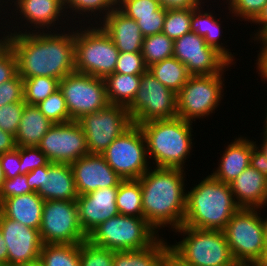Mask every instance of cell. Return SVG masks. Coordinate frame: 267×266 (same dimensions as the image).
<instances>
[{"mask_svg": "<svg viewBox=\"0 0 267 266\" xmlns=\"http://www.w3.org/2000/svg\"><path fill=\"white\" fill-rule=\"evenodd\" d=\"M67 25L70 30L53 33H3L16 55L22 78L46 76L62 80L75 71V26Z\"/></svg>", "mask_w": 267, "mask_h": 266, "instance_id": "obj_1", "label": "cell"}, {"mask_svg": "<svg viewBox=\"0 0 267 266\" xmlns=\"http://www.w3.org/2000/svg\"><path fill=\"white\" fill-rule=\"evenodd\" d=\"M185 176L184 169L150 167L138 179L143 217L157 232L167 226L174 231L183 225L187 191Z\"/></svg>", "mask_w": 267, "mask_h": 266, "instance_id": "obj_2", "label": "cell"}, {"mask_svg": "<svg viewBox=\"0 0 267 266\" xmlns=\"http://www.w3.org/2000/svg\"><path fill=\"white\" fill-rule=\"evenodd\" d=\"M239 209L230 184L216 180L209 174L186 192L182 226L223 231Z\"/></svg>", "mask_w": 267, "mask_h": 266, "instance_id": "obj_3", "label": "cell"}, {"mask_svg": "<svg viewBox=\"0 0 267 266\" xmlns=\"http://www.w3.org/2000/svg\"><path fill=\"white\" fill-rule=\"evenodd\" d=\"M153 167L185 169L194 146L193 124L180 117L149 121L139 125ZM155 161V162H154Z\"/></svg>", "mask_w": 267, "mask_h": 266, "instance_id": "obj_4", "label": "cell"}, {"mask_svg": "<svg viewBox=\"0 0 267 266\" xmlns=\"http://www.w3.org/2000/svg\"><path fill=\"white\" fill-rule=\"evenodd\" d=\"M88 26L75 28V71L104 79L114 73L119 50L99 24Z\"/></svg>", "mask_w": 267, "mask_h": 266, "instance_id": "obj_5", "label": "cell"}, {"mask_svg": "<svg viewBox=\"0 0 267 266\" xmlns=\"http://www.w3.org/2000/svg\"><path fill=\"white\" fill-rule=\"evenodd\" d=\"M159 237L144 217L121 214L102 222L87 235L91 243L114 251L144 249Z\"/></svg>", "mask_w": 267, "mask_h": 266, "instance_id": "obj_6", "label": "cell"}, {"mask_svg": "<svg viewBox=\"0 0 267 266\" xmlns=\"http://www.w3.org/2000/svg\"><path fill=\"white\" fill-rule=\"evenodd\" d=\"M173 232L184 237L170 246L194 266H224L235 262L223 231L181 226Z\"/></svg>", "mask_w": 267, "mask_h": 266, "instance_id": "obj_7", "label": "cell"}, {"mask_svg": "<svg viewBox=\"0 0 267 266\" xmlns=\"http://www.w3.org/2000/svg\"><path fill=\"white\" fill-rule=\"evenodd\" d=\"M260 210L240 208L223 230L236 262L257 264L263 257L266 246Z\"/></svg>", "mask_w": 267, "mask_h": 266, "instance_id": "obj_8", "label": "cell"}, {"mask_svg": "<svg viewBox=\"0 0 267 266\" xmlns=\"http://www.w3.org/2000/svg\"><path fill=\"white\" fill-rule=\"evenodd\" d=\"M224 72L211 75H190L177 93V117L192 122L215 113L224 100Z\"/></svg>", "mask_w": 267, "mask_h": 266, "instance_id": "obj_9", "label": "cell"}, {"mask_svg": "<svg viewBox=\"0 0 267 266\" xmlns=\"http://www.w3.org/2000/svg\"><path fill=\"white\" fill-rule=\"evenodd\" d=\"M108 165L123 179H139L151 166L144 134L133 124L102 154Z\"/></svg>", "mask_w": 267, "mask_h": 266, "instance_id": "obj_10", "label": "cell"}, {"mask_svg": "<svg viewBox=\"0 0 267 266\" xmlns=\"http://www.w3.org/2000/svg\"><path fill=\"white\" fill-rule=\"evenodd\" d=\"M177 94L159 82L149 71L141 75L140 87L127 108L135 125L177 117Z\"/></svg>", "mask_w": 267, "mask_h": 266, "instance_id": "obj_11", "label": "cell"}, {"mask_svg": "<svg viewBox=\"0 0 267 266\" xmlns=\"http://www.w3.org/2000/svg\"><path fill=\"white\" fill-rule=\"evenodd\" d=\"M77 121L86 136L89 154H103L117 137L133 125L127 108L113 104L85 114Z\"/></svg>", "mask_w": 267, "mask_h": 266, "instance_id": "obj_12", "label": "cell"}, {"mask_svg": "<svg viewBox=\"0 0 267 266\" xmlns=\"http://www.w3.org/2000/svg\"><path fill=\"white\" fill-rule=\"evenodd\" d=\"M69 115L77 121L83 115L104 109L110 103L107 98L104 79L85 73L72 72L59 83Z\"/></svg>", "mask_w": 267, "mask_h": 266, "instance_id": "obj_13", "label": "cell"}, {"mask_svg": "<svg viewBox=\"0 0 267 266\" xmlns=\"http://www.w3.org/2000/svg\"><path fill=\"white\" fill-rule=\"evenodd\" d=\"M7 3H8L7 4L8 8L5 7L7 10L6 12L7 13L9 12L8 9L10 10L12 9V8H9L10 6L13 7V10H14V11L13 10L11 11L12 15H9V13L7 14L10 18L12 16L11 21L13 17H16L14 18V22L16 23H18L19 19H21L19 23L21 24V22L23 21L25 23L23 22V24H21L20 27L21 29H23L24 27L25 28L21 30L18 24L16 28V26H12L13 24H11L12 22L10 21L8 22V24L11 25L10 29H12V27L13 29L11 31L9 29H6L7 31L4 30L5 32L2 31L1 37L3 33H22V32L30 33V32H45V31L53 32L57 30L60 31L62 27H63L62 30L68 28V26H66V20H64L65 17L67 16L65 9H64V0H7ZM13 12L16 14V16H14L15 14ZM15 19L18 20V22ZM63 24H65V26ZM58 25H61L62 27L59 26L60 27L59 28ZM14 28H16V30ZM27 28H29V30Z\"/></svg>", "mask_w": 267, "mask_h": 266, "instance_id": "obj_14", "label": "cell"}, {"mask_svg": "<svg viewBox=\"0 0 267 266\" xmlns=\"http://www.w3.org/2000/svg\"><path fill=\"white\" fill-rule=\"evenodd\" d=\"M39 231L43 244H76L87 239L78 220L76 201H45Z\"/></svg>", "mask_w": 267, "mask_h": 266, "instance_id": "obj_15", "label": "cell"}, {"mask_svg": "<svg viewBox=\"0 0 267 266\" xmlns=\"http://www.w3.org/2000/svg\"><path fill=\"white\" fill-rule=\"evenodd\" d=\"M173 57L186 66L190 75L219 74L234 65L192 31L174 40Z\"/></svg>", "mask_w": 267, "mask_h": 266, "instance_id": "obj_16", "label": "cell"}, {"mask_svg": "<svg viewBox=\"0 0 267 266\" xmlns=\"http://www.w3.org/2000/svg\"><path fill=\"white\" fill-rule=\"evenodd\" d=\"M37 147L51 163L71 164L89 154L83 129L74 120L53 124Z\"/></svg>", "mask_w": 267, "mask_h": 266, "instance_id": "obj_17", "label": "cell"}, {"mask_svg": "<svg viewBox=\"0 0 267 266\" xmlns=\"http://www.w3.org/2000/svg\"><path fill=\"white\" fill-rule=\"evenodd\" d=\"M0 230L8 250L7 266H17L40 258L43 242L39 230L11 220L1 212Z\"/></svg>", "mask_w": 267, "mask_h": 266, "instance_id": "obj_18", "label": "cell"}, {"mask_svg": "<svg viewBox=\"0 0 267 266\" xmlns=\"http://www.w3.org/2000/svg\"><path fill=\"white\" fill-rule=\"evenodd\" d=\"M70 165L78 195L104 187H118L123 180L108 165L102 154H87Z\"/></svg>", "mask_w": 267, "mask_h": 266, "instance_id": "obj_19", "label": "cell"}, {"mask_svg": "<svg viewBox=\"0 0 267 266\" xmlns=\"http://www.w3.org/2000/svg\"><path fill=\"white\" fill-rule=\"evenodd\" d=\"M117 191L118 187H104L78 196V220L86 235L102 222L119 214Z\"/></svg>", "mask_w": 267, "mask_h": 266, "instance_id": "obj_20", "label": "cell"}, {"mask_svg": "<svg viewBox=\"0 0 267 266\" xmlns=\"http://www.w3.org/2000/svg\"><path fill=\"white\" fill-rule=\"evenodd\" d=\"M99 25L111 37L119 52H142L144 36L137 22L118 8L112 10Z\"/></svg>", "mask_w": 267, "mask_h": 266, "instance_id": "obj_21", "label": "cell"}, {"mask_svg": "<svg viewBox=\"0 0 267 266\" xmlns=\"http://www.w3.org/2000/svg\"><path fill=\"white\" fill-rule=\"evenodd\" d=\"M240 208L262 209L267 206V178L250 165L230 183Z\"/></svg>", "mask_w": 267, "mask_h": 266, "instance_id": "obj_22", "label": "cell"}, {"mask_svg": "<svg viewBox=\"0 0 267 266\" xmlns=\"http://www.w3.org/2000/svg\"><path fill=\"white\" fill-rule=\"evenodd\" d=\"M38 194L45 201H76L78 193L70 164L51 163L44 166L43 187Z\"/></svg>", "mask_w": 267, "mask_h": 266, "instance_id": "obj_23", "label": "cell"}, {"mask_svg": "<svg viewBox=\"0 0 267 266\" xmlns=\"http://www.w3.org/2000/svg\"><path fill=\"white\" fill-rule=\"evenodd\" d=\"M252 151V140L247 137L238 136L227 145L222 156L218 160V167L215 168L211 176L216 180L230 184L242 171L250 164Z\"/></svg>", "mask_w": 267, "mask_h": 266, "instance_id": "obj_24", "label": "cell"}, {"mask_svg": "<svg viewBox=\"0 0 267 266\" xmlns=\"http://www.w3.org/2000/svg\"><path fill=\"white\" fill-rule=\"evenodd\" d=\"M45 200L36 192L4 199L0 212L7 218L29 228L40 230Z\"/></svg>", "mask_w": 267, "mask_h": 266, "instance_id": "obj_25", "label": "cell"}, {"mask_svg": "<svg viewBox=\"0 0 267 266\" xmlns=\"http://www.w3.org/2000/svg\"><path fill=\"white\" fill-rule=\"evenodd\" d=\"M207 0L202 3L197 8H192V17H191V31L197 33L199 36H202L205 39L207 45L215 48L218 52H220L231 64H236L234 61L235 53L232 54L231 50L226 48L227 46L220 43L222 40L220 36L223 34V29L221 28L222 21L220 22V18H216L217 15L215 13L214 16V9L209 11L208 8L206 11L203 8L206 6ZM205 4V5H204ZM204 9V10H203ZM222 29V31H221ZM222 32V33H221ZM225 45V46H223Z\"/></svg>", "mask_w": 267, "mask_h": 266, "instance_id": "obj_26", "label": "cell"}, {"mask_svg": "<svg viewBox=\"0 0 267 266\" xmlns=\"http://www.w3.org/2000/svg\"><path fill=\"white\" fill-rule=\"evenodd\" d=\"M53 125L36 105L25 104L21 122L15 134L18 147H37Z\"/></svg>", "mask_w": 267, "mask_h": 266, "instance_id": "obj_27", "label": "cell"}, {"mask_svg": "<svg viewBox=\"0 0 267 266\" xmlns=\"http://www.w3.org/2000/svg\"><path fill=\"white\" fill-rule=\"evenodd\" d=\"M168 244L170 243L160 236L144 249L114 251V266H164Z\"/></svg>", "mask_w": 267, "mask_h": 266, "instance_id": "obj_28", "label": "cell"}, {"mask_svg": "<svg viewBox=\"0 0 267 266\" xmlns=\"http://www.w3.org/2000/svg\"><path fill=\"white\" fill-rule=\"evenodd\" d=\"M117 1L118 0H64L65 12L67 15H69V13H70V17L67 16L66 20L69 23V21H70L69 18L75 16V17L71 18L72 21H70V23L74 22L75 18H78V21L75 20V22L72 23V25L75 24L76 22L77 23L79 22V24H85L84 21H86V24H90V25L91 24H93V25L98 24L112 10H115L117 8ZM71 11H72V14H71ZM67 12H69V13H67ZM76 16H80V17H76ZM81 17H83V18H81ZM86 17L87 18L89 17L90 19L89 18L87 19ZM79 18L81 19L80 21H79ZM96 19H98V20H96ZM87 20H89V21L87 22ZM90 20H94V21H92V23H91ZM82 21H83V23H82Z\"/></svg>", "mask_w": 267, "mask_h": 266, "instance_id": "obj_29", "label": "cell"}, {"mask_svg": "<svg viewBox=\"0 0 267 266\" xmlns=\"http://www.w3.org/2000/svg\"><path fill=\"white\" fill-rule=\"evenodd\" d=\"M104 83L109 103L128 108L137 95L141 75L114 72L104 78Z\"/></svg>", "mask_w": 267, "mask_h": 266, "instance_id": "obj_30", "label": "cell"}, {"mask_svg": "<svg viewBox=\"0 0 267 266\" xmlns=\"http://www.w3.org/2000/svg\"><path fill=\"white\" fill-rule=\"evenodd\" d=\"M148 71L159 82L176 94L190 77L186 66L175 57L164 59L161 62L149 66Z\"/></svg>", "mask_w": 267, "mask_h": 266, "instance_id": "obj_31", "label": "cell"}, {"mask_svg": "<svg viewBox=\"0 0 267 266\" xmlns=\"http://www.w3.org/2000/svg\"><path fill=\"white\" fill-rule=\"evenodd\" d=\"M116 205L121 215L143 217L142 191L138 179L122 180L119 183Z\"/></svg>", "mask_w": 267, "mask_h": 266, "instance_id": "obj_32", "label": "cell"}, {"mask_svg": "<svg viewBox=\"0 0 267 266\" xmlns=\"http://www.w3.org/2000/svg\"><path fill=\"white\" fill-rule=\"evenodd\" d=\"M80 243L43 244L40 259L44 266H80Z\"/></svg>", "mask_w": 267, "mask_h": 266, "instance_id": "obj_33", "label": "cell"}, {"mask_svg": "<svg viewBox=\"0 0 267 266\" xmlns=\"http://www.w3.org/2000/svg\"><path fill=\"white\" fill-rule=\"evenodd\" d=\"M173 52L174 41L163 32L144 37L142 55L148 67L173 57Z\"/></svg>", "mask_w": 267, "mask_h": 266, "instance_id": "obj_34", "label": "cell"}, {"mask_svg": "<svg viewBox=\"0 0 267 266\" xmlns=\"http://www.w3.org/2000/svg\"><path fill=\"white\" fill-rule=\"evenodd\" d=\"M22 79L24 81V102L26 104L37 105L59 90L60 80L56 78L37 76Z\"/></svg>", "mask_w": 267, "mask_h": 266, "instance_id": "obj_35", "label": "cell"}, {"mask_svg": "<svg viewBox=\"0 0 267 266\" xmlns=\"http://www.w3.org/2000/svg\"><path fill=\"white\" fill-rule=\"evenodd\" d=\"M192 8L168 9L164 20L163 33L173 41L191 31Z\"/></svg>", "mask_w": 267, "mask_h": 266, "instance_id": "obj_36", "label": "cell"}, {"mask_svg": "<svg viewBox=\"0 0 267 266\" xmlns=\"http://www.w3.org/2000/svg\"><path fill=\"white\" fill-rule=\"evenodd\" d=\"M41 113L53 124L73 121L69 115L66 100L60 90L48 96L37 105Z\"/></svg>", "mask_w": 267, "mask_h": 266, "instance_id": "obj_37", "label": "cell"}, {"mask_svg": "<svg viewBox=\"0 0 267 266\" xmlns=\"http://www.w3.org/2000/svg\"><path fill=\"white\" fill-rule=\"evenodd\" d=\"M80 266H114V250L97 246L88 239L80 243Z\"/></svg>", "mask_w": 267, "mask_h": 266, "instance_id": "obj_38", "label": "cell"}, {"mask_svg": "<svg viewBox=\"0 0 267 266\" xmlns=\"http://www.w3.org/2000/svg\"><path fill=\"white\" fill-rule=\"evenodd\" d=\"M225 3L228 5L229 15L231 14L232 17H238L237 19L240 21L244 20L252 24L263 10L267 0H225Z\"/></svg>", "mask_w": 267, "mask_h": 266, "instance_id": "obj_39", "label": "cell"}, {"mask_svg": "<svg viewBox=\"0 0 267 266\" xmlns=\"http://www.w3.org/2000/svg\"><path fill=\"white\" fill-rule=\"evenodd\" d=\"M161 7L158 0H118L117 8L127 17L137 21L139 17L157 16Z\"/></svg>", "mask_w": 267, "mask_h": 266, "instance_id": "obj_40", "label": "cell"}, {"mask_svg": "<svg viewBox=\"0 0 267 266\" xmlns=\"http://www.w3.org/2000/svg\"><path fill=\"white\" fill-rule=\"evenodd\" d=\"M147 71L142 52H119L115 73L142 75Z\"/></svg>", "mask_w": 267, "mask_h": 266, "instance_id": "obj_41", "label": "cell"}, {"mask_svg": "<svg viewBox=\"0 0 267 266\" xmlns=\"http://www.w3.org/2000/svg\"><path fill=\"white\" fill-rule=\"evenodd\" d=\"M25 102H13L0 107V129L15 136L21 122Z\"/></svg>", "mask_w": 267, "mask_h": 266, "instance_id": "obj_42", "label": "cell"}, {"mask_svg": "<svg viewBox=\"0 0 267 266\" xmlns=\"http://www.w3.org/2000/svg\"><path fill=\"white\" fill-rule=\"evenodd\" d=\"M0 84L12 79L17 73V58L7 40L0 37Z\"/></svg>", "mask_w": 267, "mask_h": 266, "instance_id": "obj_43", "label": "cell"}, {"mask_svg": "<svg viewBox=\"0 0 267 266\" xmlns=\"http://www.w3.org/2000/svg\"><path fill=\"white\" fill-rule=\"evenodd\" d=\"M20 174H28L32 170L46 166L50 161L38 147H19Z\"/></svg>", "mask_w": 267, "mask_h": 266, "instance_id": "obj_44", "label": "cell"}, {"mask_svg": "<svg viewBox=\"0 0 267 266\" xmlns=\"http://www.w3.org/2000/svg\"><path fill=\"white\" fill-rule=\"evenodd\" d=\"M24 101V81L17 73L12 79L0 84V107Z\"/></svg>", "mask_w": 267, "mask_h": 266, "instance_id": "obj_45", "label": "cell"}, {"mask_svg": "<svg viewBox=\"0 0 267 266\" xmlns=\"http://www.w3.org/2000/svg\"><path fill=\"white\" fill-rule=\"evenodd\" d=\"M33 192L27 184V174H20L14 178H5L0 187V203L7 198Z\"/></svg>", "mask_w": 267, "mask_h": 266, "instance_id": "obj_46", "label": "cell"}, {"mask_svg": "<svg viewBox=\"0 0 267 266\" xmlns=\"http://www.w3.org/2000/svg\"><path fill=\"white\" fill-rule=\"evenodd\" d=\"M166 9L160 7L157 16L139 17L136 21L144 37L161 33L163 31Z\"/></svg>", "mask_w": 267, "mask_h": 266, "instance_id": "obj_47", "label": "cell"}, {"mask_svg": "<svg viewBox=\"0 0 267 266\" xmlns=\"http://www.w3.org/2000/svg\"><path fill=\"white\" fill-rule=\"evenodd\" d=\"M0 163L4 178L11 179L20 175L19 147L0 155Z\"/></svg>", "mask_w": 267, "mask_h": 266, "instance_id": "obj_48", "label": "cell"}, {"mask_svg": "<svg viewBox=\"0 0 267 266\" xmlns=\"http://www.w3.org/2000/svg\"><path fill=\"white\" fill-rule=\"evenodd\" d=\"M252 168L259 171L267 178V156L252 140V151L250 155V164Z\"/></svg>", "mask_w": 267, "mask_h": 266, "instance_id": "obj_49", "label": "cell"}, {"mask_svg": "<svg viewBox=\"0 0 267 266\" xmlns=\"http://www.w3.org/2000/svg\"><path fill=\"white\" fill-rule=\"evenodd\" d=\"M161 7L168 9H190L197 8L206 0H158Z\"/></svg>", "mask_w": 267, "mask_h": 266, "instance_id": "obj_50", "label": "cell"}, {"mask_svg": "<svg viewBox=\"0 0 267 266\" xmlns=\"http://www.w3.org/2000/svg\"><path fill=\"white\" fill-rule=\"evenodd\" d=\"M252 23L254 25L259 24L258 26H260L257 31L254 30V35L252 34V37L250 35V38L258 43V41H261L267 35V3Z\"/></svg>", "mask_w": 267, "mask_h": 266, "instance_id": "obj_51", "label": "cell"}, {"mask_svg": "<svg viewBox=\"0 0 267 266\" xmlns=\"http://www.w3.org/2000/svg\"><path fill=\"white\" fill-rule=\"evenodd\" d=\"M262 47H260V51L257 54L256 60V70L258 74L263 78L264 83H267V40L259 41Z\"/></svg>", "mask_w": 267, "mask_h": 266, "instance_id": "obj_52", "label": "cell"}, {"mask_svg": "<svg viewBox=\"0 0 267 266\" xmlns=\"http://www.w3.org/2000/svg\"><path fill=\"white\" fill-rule=\"evenodd\" d=\"M44 166L36 168L27 174V184L33 192L38 193L43 187Z\"/></svg>", "mask_w": 267, "mask_h": 266, "instance_id": "obj_53", "label": "cell"}, {"mask_svg": "<svg viewBox=\"0 0 267 266\" xmlns=\"http://www.w3.org/2000/svg\"><path fill=\"white\" fill-rule=\"evenodd\" d=\"M164 266H194L182 258L169 244L164 257Z\"/></svg>", "mask_w": 267, "mask_h": 266, "instance_id": "obj_54", "label": "cell"}, {"mask_svg": "<svg viewBox=\"0 0 267 266\" xmlns=\"http://www.w3.org/2000/svg\"><path fill=\"white\" fill-rule=\"evenodd\" d=\"M16 148L15 136L0 129V155Z\"/></svg>", "mask_w": 267, "mask_h": 266, "instance_id": "obj_55", "label": "cell"}, {"mask_svg": "<svg viewBox=\"0 0 267 266\" xmlns=\"http://www.w3.org/2000/svg\"><path fill=\"white\" fill-rule=\"evenodd\" d=\"M8 250L0 230V266H7Z\"/></svg>", "mask_w": 267, "mask_h": 266, "instance_id": "obj_56", "label": "cell"}, {"mask_svg": "<svg viewBox=\"0 0 267 266\" xmlns=\"http://www.w3.org/2000/svg\"><path fill=\"white\" fill-rule=\"evenodd\" d=\"M261 136L263 137L261 144L256 143L257 141H255V144L264 152V154L267 156V134H261ZM259 144V145H258Z\"/></svg>", "mask_w": 267, "mask_h": 266, "instance_id": "obj_57", "label": "cell"}, {"mask_svg": "<svg viewBox=\"0 0 267 266\" xmlns=\"http://www.w3.org/2000/svg\"><path fill=\"white\" fill-rule=\"evenodd\" d=\"M17 266H44V264H43L42 260L40 258H38L35 261H31L29 263L20 264V265H17Z\"/></svg>", "mask_w": 267, "mask_h": 266, "instance_id": "obj_58", "label": "cell"}, {"mask_svg": "<svg viewBox=\"0 0 267 266\" xmlns=\"http://www.w3.org/2000/svg\"><path fill=\"white\" fill-rule=\"evenodd\" d=\"M265 217H263V231H264L265 246L267 247V216Z\"/></svg>", "mask_w": 267, "mask_h": 266, "instance_id": "obj_59", "label": "cell"}, {"mask_svg": "<svg viewBox=\"0 0 267 266\" xmlns=\"http://www.w3.org/2000/svg\"><path fill=\"white\" fill-rule=\"evenodd\" d=\"M258 266H267V247L265 248L262 259L257 263Z\"/></svg>", "mask_w": 267, "mask_h": 266, "instance_id": "obj_60", "label": "cell"}, {"mask_svg": "<svg viewBox=\"0 0 267 266\" xmlns=\"http://www.w3.org/2000/svg\"><path fill=\"white\" fill-rule=\"evenodd\" d=\"M5 3V4H4ZM3 4H4V6H3ZM6 4H7V1L6 0H0V17H1V15L2 14H5V16H6V14H7V12H5L4 10V7L6 6ZM1 8H3L2 10H1ZM2 11H3V13H2ZM5 12V13H4ZM1 19V18H0Z\"/></svg>", "mask_w": 267, "mask_h": 266, "instance_id": "obj_61", "label": "cell"}, {"mask_svg": "<svg viewBox=\"0 0 267 266\" xmlns=\"http://www.w3.org/2000/svg\"><path fill=\"white\" fill-rule=\"evenodd\" d=\"M267 105V104H266ZM266 109H267V106H266ZM267 111V110H266ZM265 120H264V122L263 123H265L263 126V132H262V134H267V112H266V114H265V118H264Z\"/></svg>", "mask_w": 267, "mask_h": 266, "instance_id": "obj_62", "label": "cell"}, {"mask_svg": "<svg viewBox=\"0 0 267 266\" xmlns=\"http://www.w3.org/2000/svg\"><path fill=\"white\" fill-rule=\"evenodd\" d=\"M224 266H247L246 264L240 263V262H234L233 264L224 265Z\"/></svg>", "mask_w": 267, "mask_h": 266, "instance_id": "obj_63", "label": "cell"}, {"mask_svg": "<svg viewBox=\"0 0 267 266\" xmlns=\"http://www.w3.org/2000/svg\"><path fill=\"white\" fill-rule=\"evenodd\" d=\"M4 175H3V172H2V167H1V163H0V187H1V184H2V181L4 180Z\"/></svg>", "mask_w": 267, "mask_h": 266, "instance_id": "obj_64", "label": "cell"}, {"mask_svg": "<svg viewBox=\"0 0 267 266\" xmlns=\"http://www.w3.org/2000/svg\"><path fill=\"white\" fill-rule=\"evenodd\" d=\"M247 266H258L257 264H250V265H247Z\"/></svg>", "mask_w": 267, "mask_h": 266, "instance_id": "obj_65", "label": "cell"}]
</instances>
